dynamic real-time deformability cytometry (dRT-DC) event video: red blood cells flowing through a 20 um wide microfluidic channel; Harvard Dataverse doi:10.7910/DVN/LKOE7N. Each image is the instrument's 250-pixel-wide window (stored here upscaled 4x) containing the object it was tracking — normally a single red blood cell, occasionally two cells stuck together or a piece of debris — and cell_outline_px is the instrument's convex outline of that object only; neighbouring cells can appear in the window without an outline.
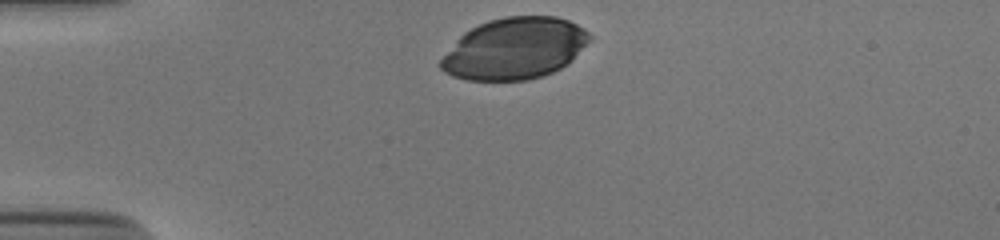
{"species": "human", "species_latin": "Homo sapiens", "temperature_condition": "cold", "stored_images_in_passage": 31, "camera_frame_rate_fps": 3000, "um_per_image_px": 0.085, "donor": {"sex": "male"}, "frame": {"image": 1, "passage_image": 1, "time_ms": 0.0, "image_size_px": [1000, 240], "cell_outline_px": [[592, 40], [572, 60], [560, 68], [544, 76], [528, 80], [468, 80], [452, 76], [444, 72], [440, 68], [440, 60], [456, 40], [464, 32], [488, 20], [504, 16], [556, 16], [568, 20], [584, 28], [592, 36]], "centroid_in_image_um": [43.76, 4.12], "position_along_channel_um": 41.2, "area_um2": 53.47}}